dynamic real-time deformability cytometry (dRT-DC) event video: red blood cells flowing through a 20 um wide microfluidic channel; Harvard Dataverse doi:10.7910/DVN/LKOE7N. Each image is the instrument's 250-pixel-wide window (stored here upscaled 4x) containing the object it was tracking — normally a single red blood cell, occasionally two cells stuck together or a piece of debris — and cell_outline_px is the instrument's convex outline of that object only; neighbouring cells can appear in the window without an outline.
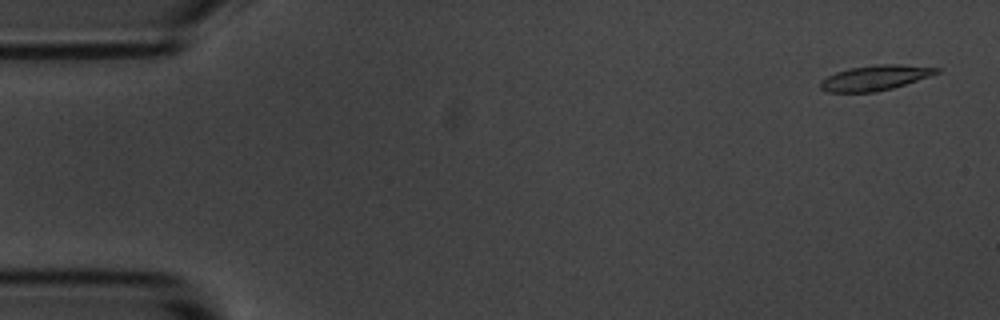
{"species": "common noctule bat (a hibernating species)", "species_latin": "Nyctalus noctula", "temperature_condition": "room temperature", "stored_images_in_passage": 54, "camera_frame_rate_fps": 3000, "um_per_image_px": 0.085, "animal": {"sex": "male", "body_mass_g": 20.1, "forearm_length_mm": 53.5}, "frame": {"image": 1, "passage_image": 2, "time_ms": 0.333, "image_size_px": [1000, 320], "cell_outline_px": [[940, 72], [892, 88], [876, 92], [828, 92], [820, 88], [820, 80], [836, 72], [852, 68], [876, 64], [900, 64], [940, 68]], "centroid_in_image_um": [74.35, 6.61], "position_along_channel_um": 10.6, "area_um2": 16.76}}
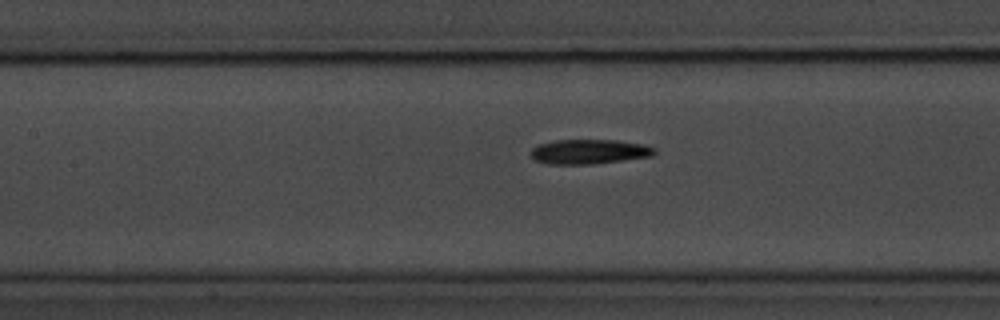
{"frame": {"image": 2, "passage_image": 24, "time_ms": 7.667, "image_size_px": [1000, 320], "cell_outline_px": [[656, 152], [652, 156], [592, 164], [548, 164], [536, 160], [532, 156], [532, 148], [540, 144], [556, 140], [616, 140], [644, 144], [656, 148]], "centroid_in_image_um": [50.11, 12.89], "position_along_channel_um": 157.3, "area_um2": 17.63}}
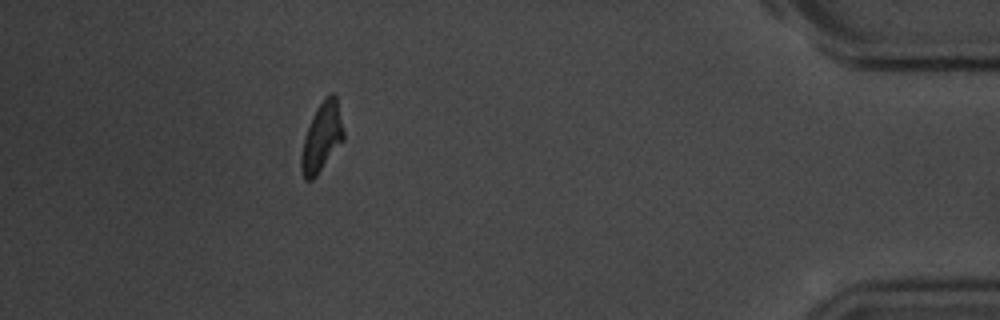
{"frame": {"image": 3, "passage_image": 49, "time_ms": 16.0, "image_size_px": [1000, 320], "cell_outline_px": [[344, 140], [316, 176], [312, 180], [304, 180], [300, 168], [300, 156], [304, 136], [312, 116], [316, 108], [324, 96], [332, 92], [336, 96], [344, 128]], "centroid_in_image_um": [27.34, 11.65], "position_along_channel_um": 407.9, "area_um2": 17.28}, "authors_computed_cell_mechanics": {"area_um2": 17.2822, "velocity_mm_per_s": 3.6465, "shape_relaxation_time_tau1_ms": 4.6532, "shape_relaxation_time_tau2_ms": 4.5781, "deformation_change_tau1": 0.1764, "deformation_change_tau2": 0.1447}}